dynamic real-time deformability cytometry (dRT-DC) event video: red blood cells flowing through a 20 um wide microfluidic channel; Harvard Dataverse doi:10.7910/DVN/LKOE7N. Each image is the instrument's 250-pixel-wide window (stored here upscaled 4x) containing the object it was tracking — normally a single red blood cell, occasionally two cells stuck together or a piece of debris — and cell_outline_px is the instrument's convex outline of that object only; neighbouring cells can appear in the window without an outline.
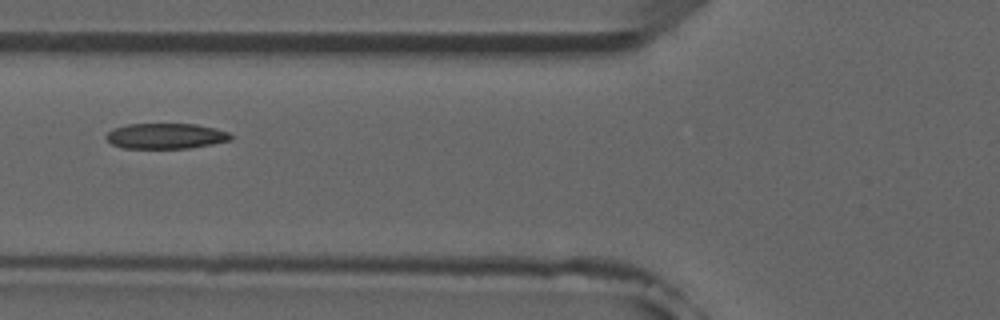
{"species": "common noctule bat (a hibernating species)", "species_latin": "Nyctalus noctula", "temperature_condition": "room temperature", "stored_images_in_passage": 43, "camera_frame_rate_fps": 3000, "um_per_image_px": 0.085, "animal": {"sex": "male", "forearm_length_mm": 52.5}, "frame": {"image": 1, "passage_image": 16, "time_ms": 5.0, "image_size_px": [1000, 320], "cell_outline_px": [[232, 140], [212, 144], [188, 148], [120, 148], [112, 144], [104, 136], [112, 128], [128, 124], [196, 124], [216, 128], [228, 132], [232, 136]], "centroid_in_image_um": [14.08, 11.56], "position_along_channel_um": 111.7, "area_um2": 18.61}, "authors_computed_cell_mechanics": {"area_um2": 19.4208, "velocity_mm_per_s": 3.9034, "shape_relaxation_time_tau1_ms": null, "shape_relaxation_time_tau2_ms": 5.6218, "deformation_change_tau1": null, "deformation_change_tau2": 0.1064}}